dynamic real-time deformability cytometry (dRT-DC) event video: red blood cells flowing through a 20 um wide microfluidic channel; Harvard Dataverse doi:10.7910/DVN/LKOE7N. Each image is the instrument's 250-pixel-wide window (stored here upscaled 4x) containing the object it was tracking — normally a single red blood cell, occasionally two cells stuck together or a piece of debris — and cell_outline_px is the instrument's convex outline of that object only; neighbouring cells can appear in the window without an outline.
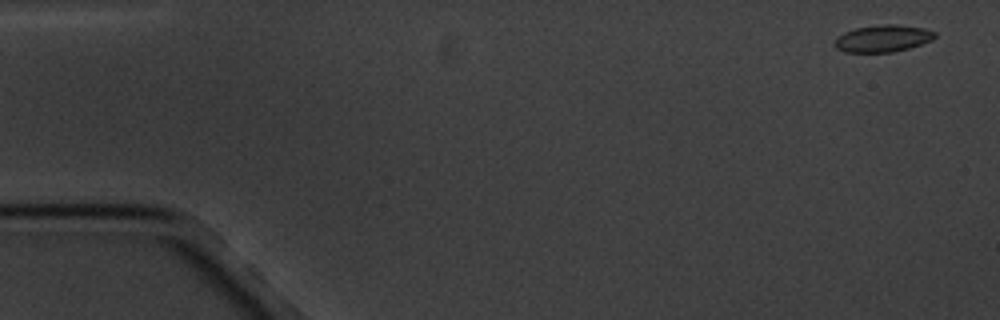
{"species": "common noctule bat (a hibernating species)", "species_latin": "Nyctalus noctula", "temperature_condition": "cold", "stored_images_in_passage": 5, "camera_frame_rate_fps": 3000, "um_per_image_px": 0.085, "animal": {"sex": "male", "body_mass_g": 20.1, "forearm_length_mm": 53.5}, "frame": {"image": 1, "passage_image": 1, "time_ms": 0.0, "image_size_px": [1000, 320], "cell_outline_px": [[936, 36], [932, 40], [908, 48], [892, 52], [844, 52], [836, 48], [836, 36], [844, 32], [856, 28], [880, 24], [896, 24], [924, 28], [936, 32]], "centroid_in_image_um": [75.04, 3.26], "position_along_channel_um": 10.0, "area_um2": 15.72}}
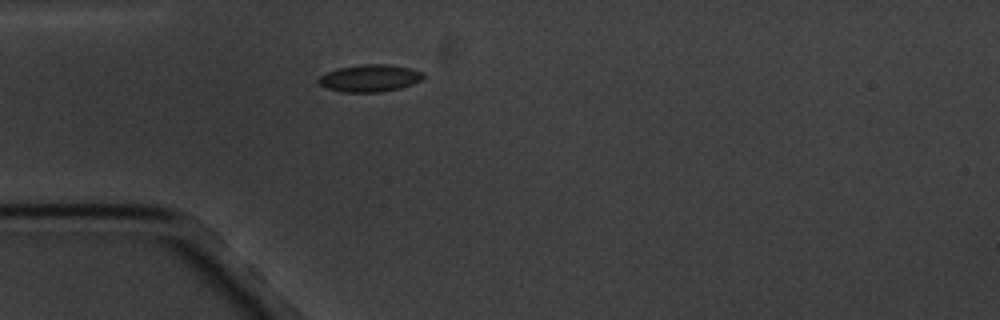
{"frame": {"image": 2, "passage_image": 5, "time_ms": 4.667, "image_size_px": [1000, 320], "cell_outline_px": [[424, 76], [420, 80], [412, 84], [400, 88], [380, 92], [340, 92], [324, 88], [316, 80], [320, 76], [328, 72], [340, 68], [360, 64], [388, 64], [412, 68], [424, 72]], "centroid_in_image_um": [31.43, 6.64], "position_along_channel_um": 53.6, "area_um2": 16.7}}